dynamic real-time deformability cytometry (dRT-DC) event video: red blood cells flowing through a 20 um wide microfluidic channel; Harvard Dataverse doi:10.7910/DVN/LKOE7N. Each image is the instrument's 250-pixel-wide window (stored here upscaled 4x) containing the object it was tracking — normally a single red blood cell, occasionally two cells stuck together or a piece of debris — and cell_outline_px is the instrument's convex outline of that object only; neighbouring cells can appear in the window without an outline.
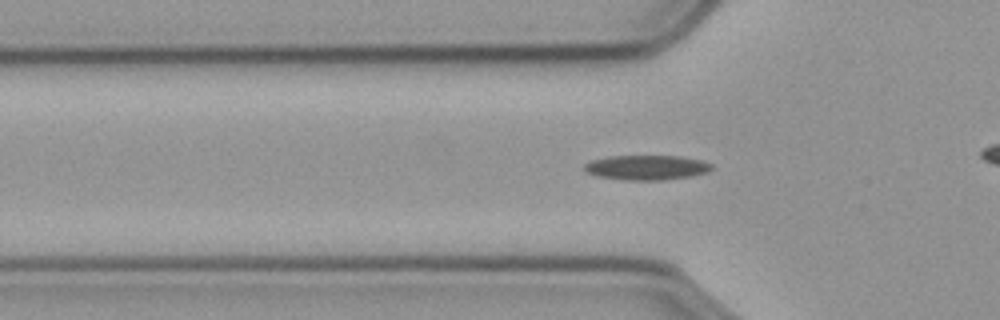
{"species": "common noctule bat (a hibernating species)", "species_latin": "Nyctalus noctula", "temperature_condition": "cold", "stored_images_in_passage": 40, "camera_frame_rate_fps": 3000, "um_per_image_px": 0.085, "animal": {"sex": "male", "body_mass_g": 23.1, "forearm_length_mm": 52.7}, "frame": {"image": 1, "passage_image": 12, "time_ms": 3.667, "image_size_px": [1000, 320], "cell_outline_px": [[712, 168], [708, 172], [692, 176], [660, 180], [624, 180], [600, 176], [588, 172], [584, 168], [584, 164], [592, 160], [608, 156], [680, 156], [700, 160], [712, 164]], "centroid_in_image_um": [54.98, 14.23], "position_along_channel_um": 70.8, "area_um2": 18.21}}
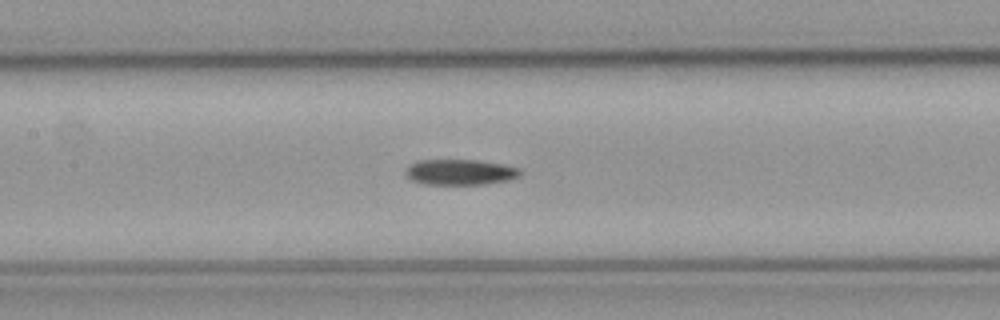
{"frame": {"image": 2, "passage_image": 20, "time_ms": 6.333, "image_size_px": [1000, 320], "cell_outline_px": [[520, 176], [508, 180], [484, 184], [424, 184], [412, 180], [404, 172], [404, 168], [408, 164], [416, 160], [476, 160], [500, 164], [520, 168]], "centroid_in_image_um": [39.05, 14.62], "position_along_channel_um": 168.4, "area_um2": 17.11}}
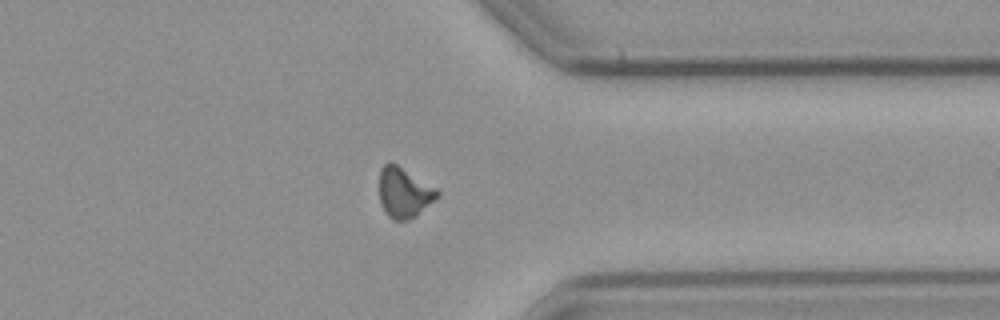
{"frame": {"image": 3, "passage_image": 38, "time_ms": 12.333, "image_size_px": [1000, 320], "cell_outline_px": [[440, 196], [416, 216], [408, 220], [392, 220], [384, 212], [380, 200], [380, 168], [388, 160], [392, 160], [436, 188], [440, 192]], "centroid_in_image_um": [34.35, 16.34], "position_along_channel_um": 377.1, "area_um2": 17.28}}